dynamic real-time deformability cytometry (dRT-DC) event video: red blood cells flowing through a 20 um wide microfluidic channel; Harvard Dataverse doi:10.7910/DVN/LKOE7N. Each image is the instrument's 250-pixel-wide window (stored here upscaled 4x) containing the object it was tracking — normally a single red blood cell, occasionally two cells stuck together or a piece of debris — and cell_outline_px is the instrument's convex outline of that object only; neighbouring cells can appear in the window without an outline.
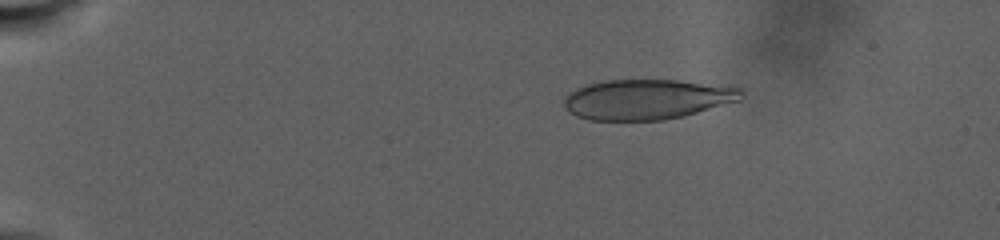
{"species": "human", "species_latin": "Homo sapiens", "temperature_condition": "warm", "stored_images_in_passage": 42, "camera_frame_rate_fps": 3000, "um_per_image_px": 0.085, "donor": {"sex": "male"}, "frame": {"image": 1, "passage_image": 3, "time_ms": 1.667, "image_size_px": [1000, 240], "cell_outline_px": [[744, 96], [740, 100], [684, 116], [664, 120], [588, 120], [576, 116], [564, 108], [564, 100], [576, 88], [584, 84], [600, 80], [676, 80], [736, 84], [744, 92]], "centroid_in_image_um": [55.08, 8.42], "position_along_channel_um": 29.9, "area_um2": 42.25}}
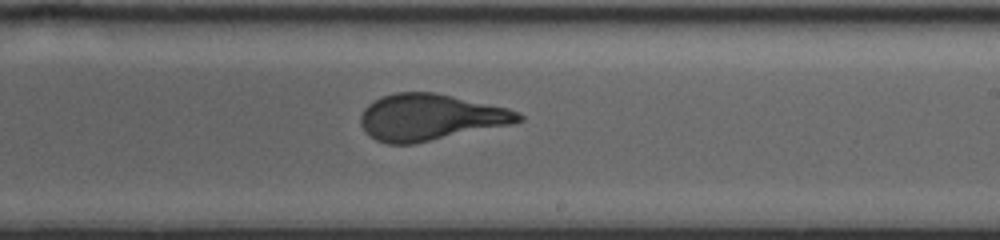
{"frame": {"image": 2, "passage_image": 24, "time_ms": 15.333, "image_size_px": [1000, 240], "cell_outline_px": [[524, 120], [512, 124], [416, 144], [388, 144], [376, 140], [364, 132], [360, 124], [360, 116], [364, 108], [372, 100], [396, 92], [436, 92], [508, 108], [520, 112], [524, 116]], "centroid_in_image_um": [36.57, 9.97], "position_along_channel_um": 252.4, "area_um2": 43.12}}
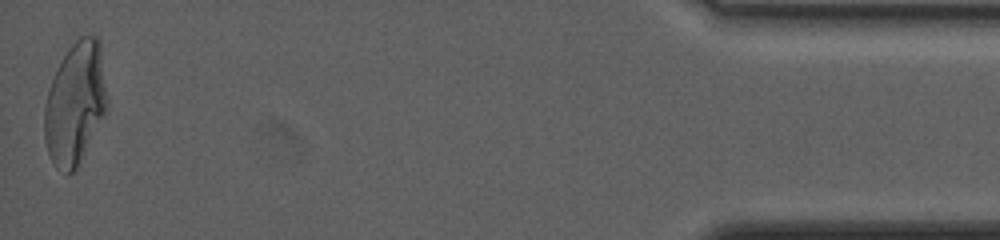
{"frame": {"image": 3, "passage_image": 42, "time_ms": 26.0, "image_size_px": [1000, 240], "cell_outline_px": [[108, 104], [104, 116], [76, 168], [68, 176], [56, 168], [52, 164], [48, 152], [44, 136], [44, 108], [48, 92], [52, 80], [68, 48], [80, 36], [96, 36], [100, 40], [108, 100]], "centroid_in_image_um": [6.4, 8.81], "position_along_channel_um": 428.8, "area_um2": 44.56}, "authors_computed_cell_mechanics": {"area_um2": 42.6275, "velocity_mm_per_s": 2.3564, "shape_relaxation_time_tau1_ms": 9.712, "shape_relaxation_time_tau2_ms": null, "deformation_change_tau1": 0.2429, "deformation_change_tau2": null}}